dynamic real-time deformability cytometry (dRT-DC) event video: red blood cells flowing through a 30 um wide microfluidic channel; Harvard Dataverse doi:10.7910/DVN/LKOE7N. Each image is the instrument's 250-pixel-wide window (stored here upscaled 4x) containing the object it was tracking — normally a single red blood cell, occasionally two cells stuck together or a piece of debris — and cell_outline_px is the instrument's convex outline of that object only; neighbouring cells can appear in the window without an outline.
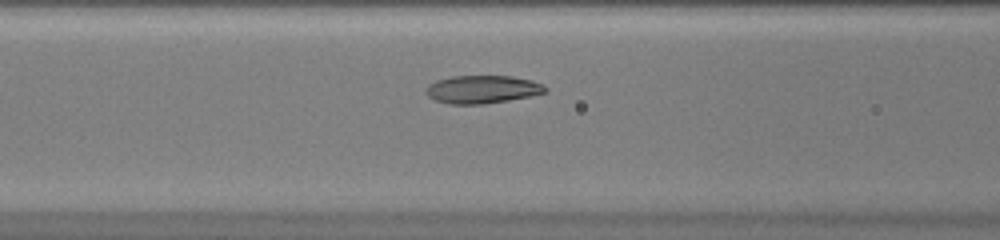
{"species": "common noctule bat (a hibernating species)", "species_latin": "Nyctalus noctula", "temperature_condition": "warm", "stored_images_in_passage": 34, "camera_frame_rate_fps": 3000, "um_per_image_px": 0.085, "animal": {"sex": "female", "body_mass_g": 20.0, "forearm_length_mm": 54.0}, "frame": {"image": 1, "passage_image": 5, "time_ms": 1.333, "image_size_px": [1000, 240], "cell_outline_px": [[548, 92], [508, 100], [480, 104], [448, 104], [436, 100], [428, 96], [424, 92], [424, 88], [428, 84], [436, 80], [452, 76], [512, 76], [532, 80], [544, 84], [548, 88]], "centroid_in_image_um": [40.98, 7.59], "position_along_channel_um": 125.6, "area_um2": 19.59}}
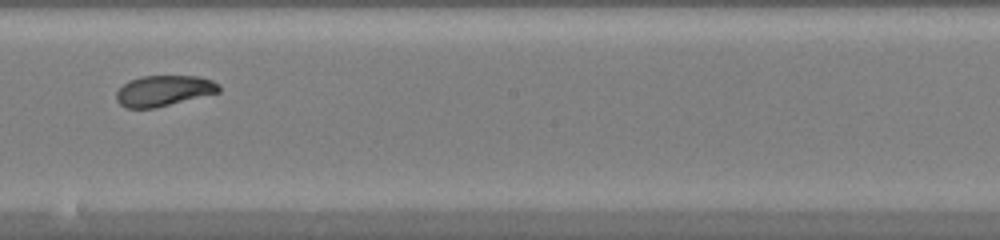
{"frame": {"image": 2, "passage_image": 13, "time_ms": 4.0, "image_size_px": [1000, 240], "cell_outline_px": [[220, 92], [156, 108], [124, 108], [116, 100], [116, 92], [124, 84], [140, 76], [200, 76], [212, 80], [220, 84]], "centroid_in_image_um": [13.94, 7.72], "position_along_channel_um": 234.3, "area_um2": 18.44}}
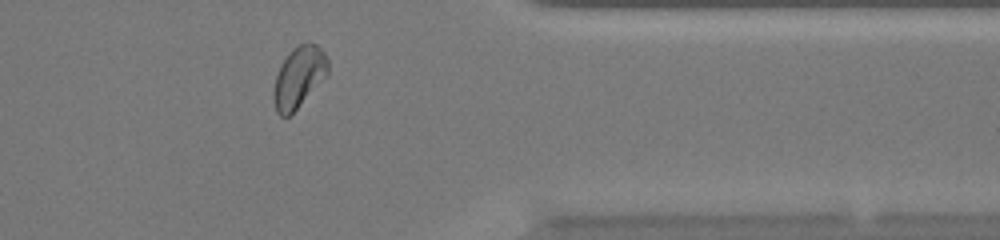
{"frame": {"image": 3, "passage_image": 25, "time_ms": 8.0, "image_size_px": [1000, 240], "cell_outline_px": [[328, 72], [296, 108], [288, 116], [280, 116], [276, 112], [272, 96], [272, 92], [276, 76], [280, 64], [288, 52], [292, 48], [300, 44], [316, 44], [324, 52], [328, 60]], "centroid_in_image_um": [25.35, 6.53], "position_along_channel_um": 386.1, "area_um2": 18.9}, "authors_computed_cell_mechanics": {"area_um2": 18.9584, "velocity_mm_per_s": 4.0806, "shape_relaxation_time_tau1_ms": 7.743, "shape_relaxation_time_tau2_ms": 1.498, "deformation_change_tau1": 0.2008, "deformation_change_tau2": 0.0534}}